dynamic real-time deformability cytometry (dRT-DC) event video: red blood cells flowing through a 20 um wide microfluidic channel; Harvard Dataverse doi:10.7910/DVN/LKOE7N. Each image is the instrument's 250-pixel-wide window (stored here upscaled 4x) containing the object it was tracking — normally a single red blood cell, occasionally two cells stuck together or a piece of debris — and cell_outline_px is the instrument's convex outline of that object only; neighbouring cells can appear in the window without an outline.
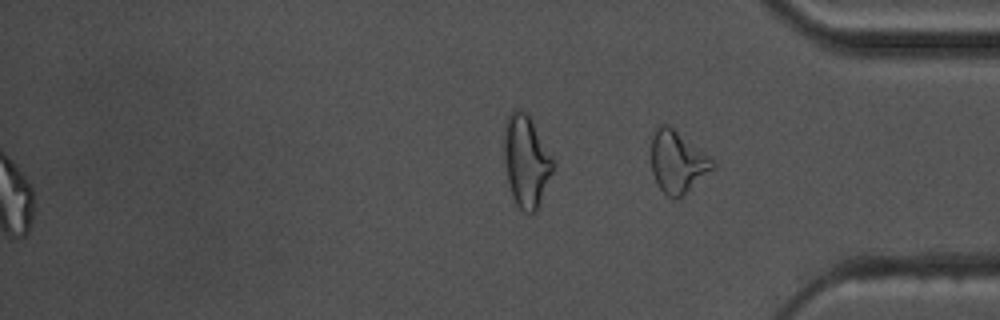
{"species": "common noctule bat (a hibernating species)", "species_latin": "Nyctalus noctula", "temperature_condition": "warm", "stored_images_in_passage": 43, "segment_of_instrument_passage": [2, 2], "camera_frame_rate_fps": 3000, "um_per_image_px": 0.085, "animal": {"sex": "male", "body_mass_g": 17.5, "forearm_length_mm": 52.3}, "frame": {"image": 1, "passage_image": 43, "time_ms": 14.0, "image_size_px": [1000, 320], "cell_outline_px": [[716, 168], [680, 196], [668, 196], [660, 188], [652, 172], [652, 136], [656, 124], [668, 124], [708, 156], [716, 164]], "centroid_in_image_um": [57.57, 13.72], "position_along_channel_um": 377.6, "area_um2": 21.62}}